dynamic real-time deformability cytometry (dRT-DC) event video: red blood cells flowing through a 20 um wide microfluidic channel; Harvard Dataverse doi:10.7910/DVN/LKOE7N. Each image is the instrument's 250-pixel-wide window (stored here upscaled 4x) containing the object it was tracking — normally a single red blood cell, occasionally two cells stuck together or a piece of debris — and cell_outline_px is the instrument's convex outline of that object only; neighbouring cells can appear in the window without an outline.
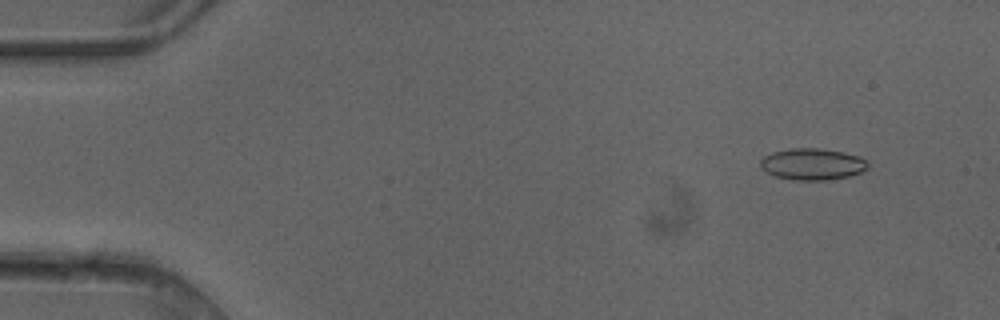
{"species": "common noctule bat (a hibernating species)", "species_latin": "Nyctalus noctula", "temperature_condition": "cold", "stored_images_in_passage": 6, "camera_frame_rate_fps": 3000, "um_per_image_px": 0.085, "animal": {"sex": "female"}, "frame": {"image": 1, "passage_image": 2, "time_ms": 0.333, "image_size_px": [1000, 320], "cell_outline_px": [[868, 168], [860, 172], [848, 176], [828, 180], [796, 180], [776, 176], [760, 168], [760, 160], [764, 156], [772, 152], [792, 148], [816, 148], [844, 152], [860, 156], [868, 164]], "centroid_in_image_um": [69.04, 13.95], "position_along_channel_um": 16.0, "area_um2": 19.65}}
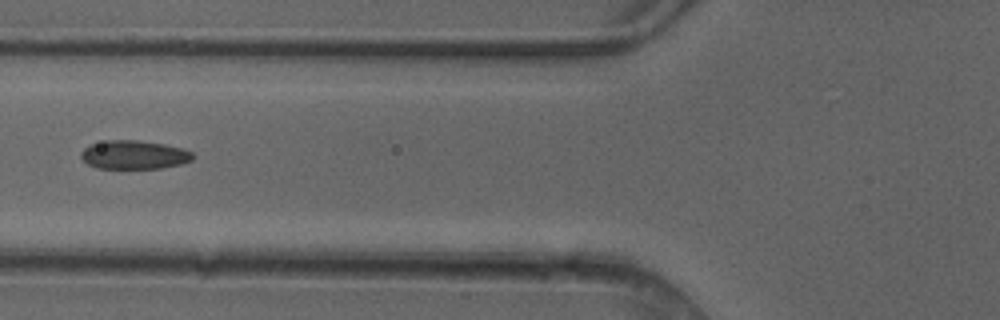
{"frame": {"image": 2, "passage_image": 5, "time_ms": 1.333, "image_size_px": [1000, 320], "cell_outline_px": [[196, 156], [192, 160], [180, 164], [160, 168], [96, 168], [88, 164], [80, 156], [80, 152], [88, 144], [104, 140], [140, 140], [164, 144], [184, 148], [192, 152]], "centroid_in_image_um": [11.39, 13.14], "position_along_channel_um": 114.4, "area_um2": 18.9}}
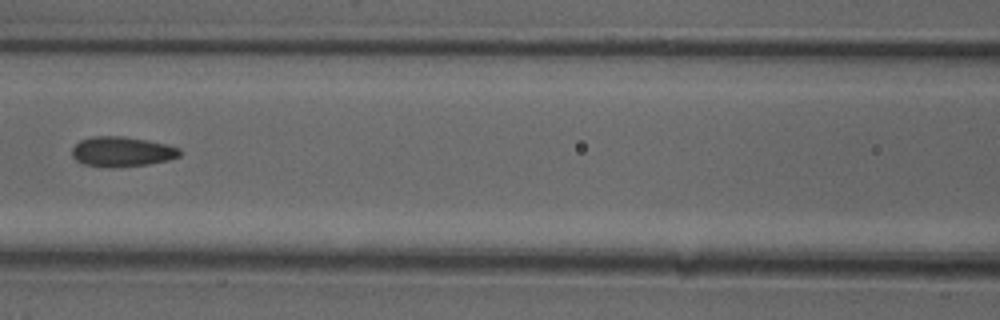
{"frame": {"image": 3, "passage_image": 6, "time_ms": 1.667, "image_size_px": [1000, 320], "cell_outline_px": [[180, 156], [168, 160], [148, 164], [112, 168], [108, 168], [84, 164], [76, 160], [72, 156], [72, 148], [80, 140], [92, 136], [124, 136], [148, 140], [180, 148]], "centroid_in_image_um": [10.34, 12.89], "position_along_channel_um": 156.3, "area_um2": 18.9}}